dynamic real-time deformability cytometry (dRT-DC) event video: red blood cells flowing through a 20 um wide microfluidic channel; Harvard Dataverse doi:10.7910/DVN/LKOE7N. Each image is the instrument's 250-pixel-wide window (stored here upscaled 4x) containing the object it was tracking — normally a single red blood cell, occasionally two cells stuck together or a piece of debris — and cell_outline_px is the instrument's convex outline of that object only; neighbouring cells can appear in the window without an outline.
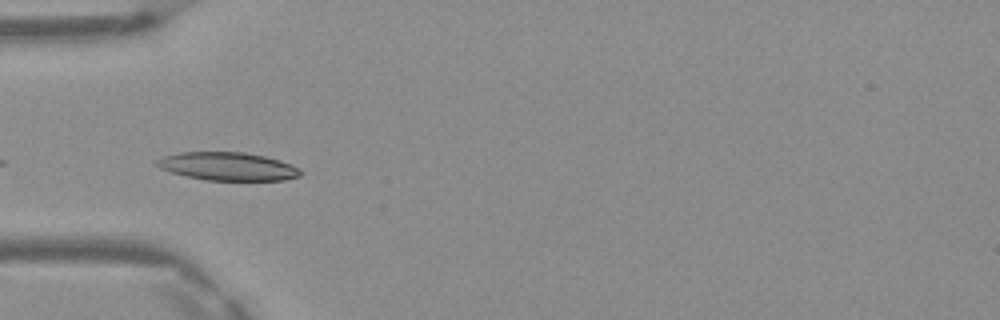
{"species": "Egyptian fruit bat (a non-hibernating species)", "species_latin": "Rousettus aegyptiacus", "temperature_condition": "warm", "stored_images_in_passage": 35, "camera_frame_rate_fps": 3000, "um_per_image_px": 0.085, "frame": {"image": 1, "passage_image": 2, "time_ms": 0.333, "image_size_px": [1000, 320], "cell_outline_px": [[304, 172], [300, 176], [284, 180], [204, 180], [172, 172], [160, 168], [152, 164], [156, 160], [164, 156], [180, 152], [244, 152], [264, 156], [280, 160], [292, 164], [300, 168]], "centroid_in_image_um": [19.38, 14.14], "position_along_channel_um": 65.6, "area_um2": 23.7}}
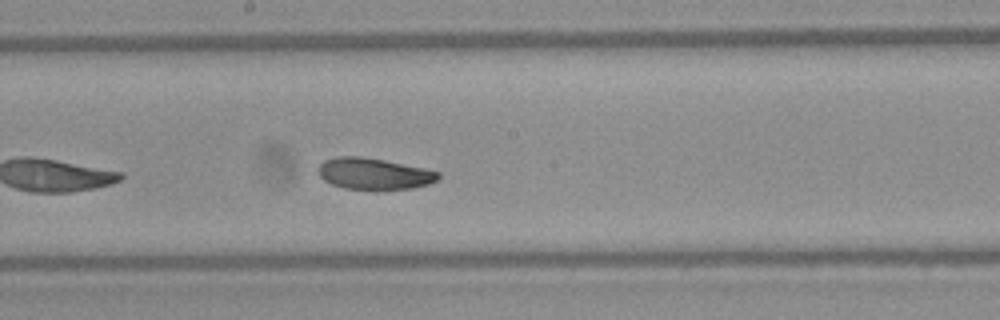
{"frame": {"image": 2, "passage_image": 13, "time_ms": 4.0, "image_size_px": [1000, 320], "cell_outline_px": [[440, 176], [436, 180], [428, 184], [412, 188], [376, 192], [344, 188], [332, 184], [324, 180], [320, 176], [320, 164], [324, 160], [336, 156], [360, 156], [384, 160], [424, 168], [440, 172]], "centroid_in_image_um": [31.8, 14.8], "position_along_channel_um": 216.4, "area_um2": 22.43}}
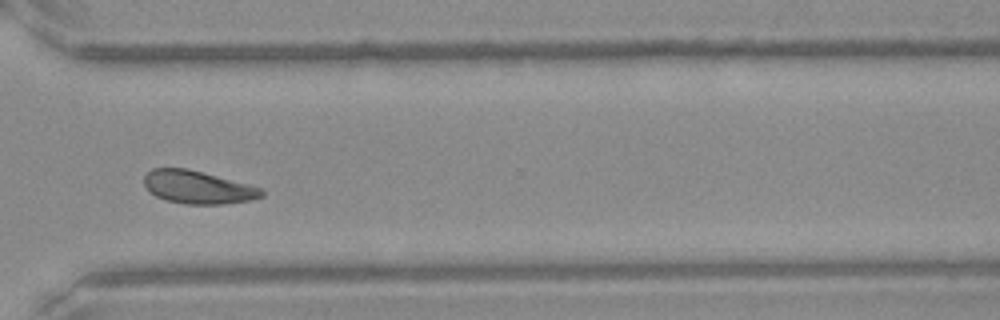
{"frame": {"image": 3, "passage_image": 23, "time_ms": 7.333, "image_size_px": [1000, 320], "cell_outline_px": [[264, 196], [248, 200], [224, 204], [184, 204], [164, 200], [156, 196], [144, 184], [144, 176], [152, 168], [188, 168], [248, 184], [260, 188], [264, 192]], "centroid_in_image_um": [16.8, 15.91], "position_along_channel_um": 353.8, "area_um2": 22.43}, "authors_computed_cell_mechanics": {"area_um2": 22.4264, "velocity_mm_per_s": 4.1196, "shape_relaxation_time_tau1_ms": 2.4745, "shape_relaxation_time_tau2_ms": 4.3202, "deformation_change_tau1": 0.0912, "deformation_change_tau2": 0.0951}}